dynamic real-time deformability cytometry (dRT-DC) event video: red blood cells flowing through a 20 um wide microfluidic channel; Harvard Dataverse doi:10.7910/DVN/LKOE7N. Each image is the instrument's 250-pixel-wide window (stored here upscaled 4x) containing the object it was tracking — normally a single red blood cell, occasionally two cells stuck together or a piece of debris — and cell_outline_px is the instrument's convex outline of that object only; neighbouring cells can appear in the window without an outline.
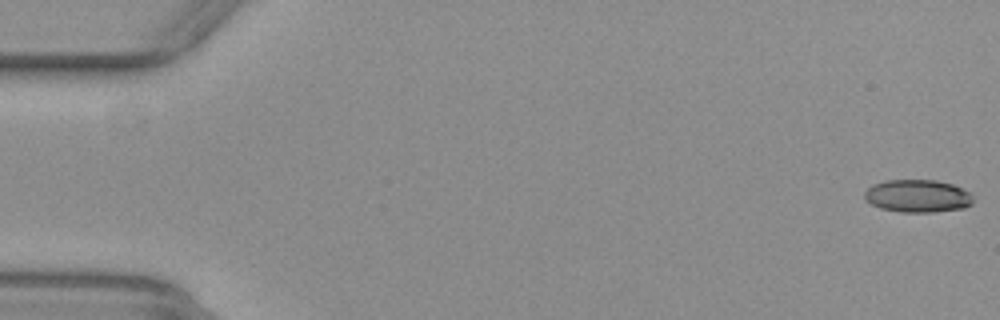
{"species": "common noctule bat (a hibernating species)", "species_latin": "Nyctalus noctula", "temperature_condition": "warm", "stored_images_in_passage": 53, "camera_frame_rate_fps": 3000, "um_per_image_px": 0.085, "animal": {"sex": "female", "body_mass_g": 29.2, "forearm_length_mm": 56.3}, "frame": {"image": 1, "passage_image": 1, "time_ms": 0.0, "image_size_px": [1000, 320], "cell_outline_px": [[976, 200], [972, 204], [964, 208], [932, 212], [900, 212], [880, 208], [864, 200], [864, 192], [872, 184], [884, 180], [936, 180], [952, 184], [968, 192]], "centroid_in_image_um": [77.98, 16.66], "position_along_channel_um": 7.0, "area_um2": 20.87}}
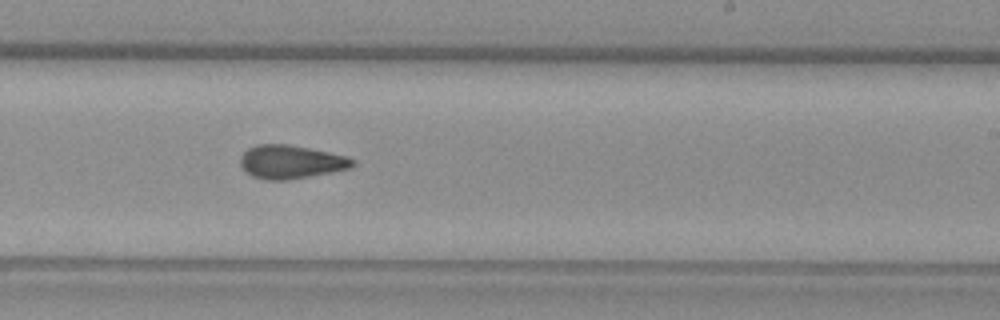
{"frame": {"image": 2, "passage_image": 33, "time_ms": 10.667, "image_size_px": [1000, 320], "cell_outline_px": [[356, 164], [352, 168], [332, 172], [288, 180], [264, 180], [252, 176], [240, 164], [240, 156], [248, 148], [256, 144], [288, 144], [348, 156], [356, 160]], "centroid_in_image_um": [24.75, 13.76], "position_along_channel_um": 264.2, "area_um2": 22.02}}
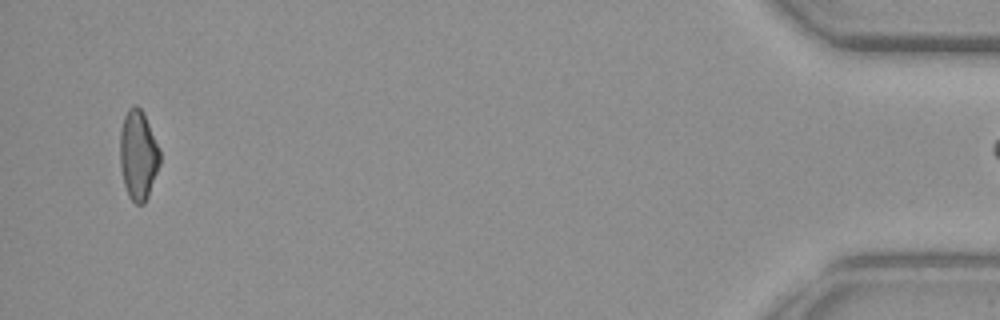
{"frame": {"image": 3, "passage_image": 52, "time_ms": 17.0, "image_size_px": [1000, 320], "cell_outline_px": [[160, 164], [148, 196], [144, 204], [136, 204], [128, 196], [124, 184], [120, 168], [120, 128], [124, 116], [128, 108], [136, 104], [140, 108], [160, 148]], "centroid_in_image_um": [11.74, 13.19], "position_along_channel_um": 423.5, "area_um2": 20.87}}